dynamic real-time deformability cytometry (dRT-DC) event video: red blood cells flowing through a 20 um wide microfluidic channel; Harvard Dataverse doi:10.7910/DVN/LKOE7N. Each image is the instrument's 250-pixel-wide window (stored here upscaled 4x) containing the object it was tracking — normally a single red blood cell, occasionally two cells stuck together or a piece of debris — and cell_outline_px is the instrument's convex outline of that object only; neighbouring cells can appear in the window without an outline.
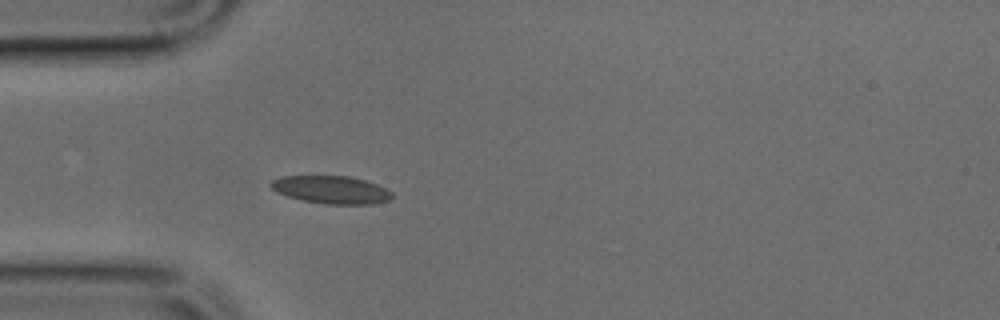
{"species": "common noctule bat (a hibernating species)", "species_latin": "Nyctalus noctula", "temperature_condition": "cold", "stored_images_in_passage": 3, "camera_frame_rate_fps": 3000, "um_per_image_px": 0.085, "animal": {"sex": "male", "body_mass_g": 17.9, "forearm_length_mm": 54.2}, "frame": {"image": 1, "passage_image": 3, "time_ms": 0.667, "image_size_px": [1000, 320], "cell_outline_px": [[392, 196], [388, 200], [372, 204], [324, 204], [304, 200], [288, 196], [276, 192], [268, 184], [272, 180], [280, 176], [348, 176], [364, 180], [376, 184], [392, 192]], "centroid_in_image_um": [28.12, 16.12], "position_along_channel_um": 56.9, "area_um2": 19.48}}